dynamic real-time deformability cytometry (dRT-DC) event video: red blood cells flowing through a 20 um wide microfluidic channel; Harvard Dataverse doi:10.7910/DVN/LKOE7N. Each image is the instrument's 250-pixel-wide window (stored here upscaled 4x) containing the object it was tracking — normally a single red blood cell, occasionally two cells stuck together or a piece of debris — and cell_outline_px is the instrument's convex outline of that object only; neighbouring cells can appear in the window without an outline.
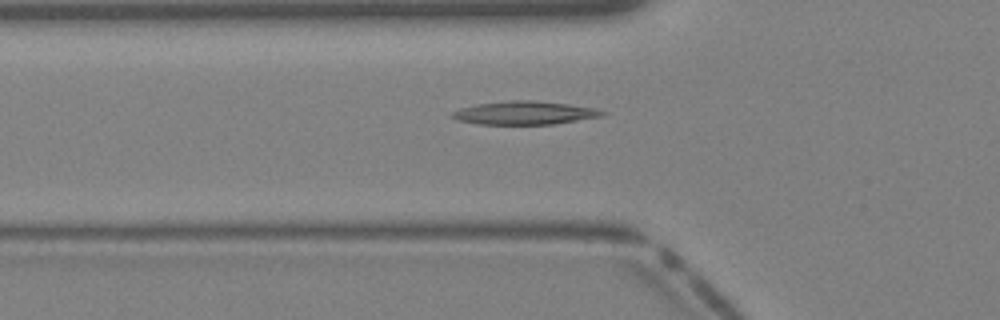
{"species": "Egyptian fruit bat (a non-hibernating species)", "species_latin": "Rousettus aegyptiacus", "temperature_condition": "warm", "stored_images_in_passage": 37, "camera_frame_rate_fps": 3000, "um_per_image_px": 0.085, "animal": {"sex": "female"}, "frame": {"image": 1, "passage_image": 11, "time_ms": 3.333, "image_size_px": [1000, 320], "cell_outline_px": [[608, 112], [604, 116], [552, 124], [480, 124], [460, 120], [448, 116], [452, 112], [460, 108], [476, 104], [508, 100], [532, 100], [568, 104], [596, 108]], "centroid_in_image_um": [44.61, 9.59], "position_along_channel_um": 81.2, "area_um2": 20.4}}
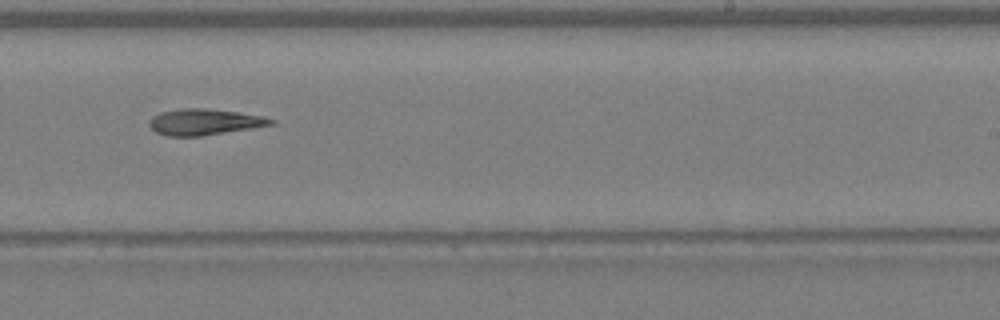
{"frame": {"image": 2, "passage_image": 22, "time_ms": 7.0, "image_size_px": [1000, 320], "cell_outline_px": [[276, 124], [200, 136], [168, 136], [156, 132], [148, 124], [152, 116], [160, 112], [180, 108], [208, 108], [236, 112], [260, 116], [276, 120]], "centroid_in_image_um": [17.34, 10.36], "position_along_channel_um": 271.7, "area_um2": 18.38}}
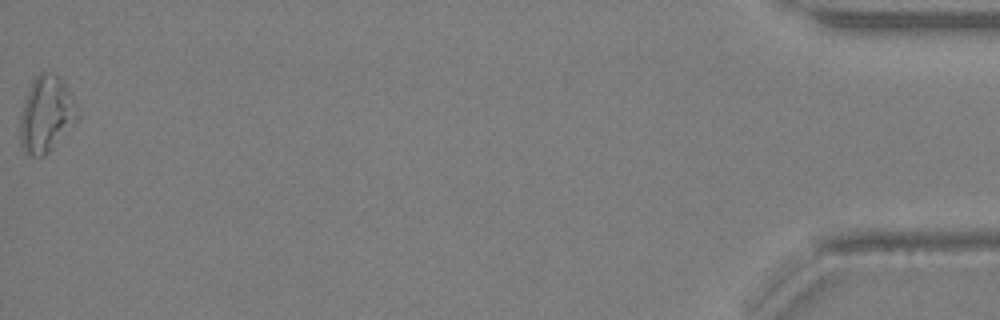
{"frame": {"image": 3, "passage_image": 37, "time_ms": 12.0, "image_size_px": [1000, 320], "cell_outline_px": [[80, 116], [52, 148], [44, 156], [32, 156], [24, 152], [20, 144], [20, 120], [24, 100], [32, 80], [40, 72], [56, 72], [64, 80], [80, 108]], "centroid_in_image_um": [3.96, 9.66], "position_along_channel_um": 431.2, "area_um2": 25.84}}